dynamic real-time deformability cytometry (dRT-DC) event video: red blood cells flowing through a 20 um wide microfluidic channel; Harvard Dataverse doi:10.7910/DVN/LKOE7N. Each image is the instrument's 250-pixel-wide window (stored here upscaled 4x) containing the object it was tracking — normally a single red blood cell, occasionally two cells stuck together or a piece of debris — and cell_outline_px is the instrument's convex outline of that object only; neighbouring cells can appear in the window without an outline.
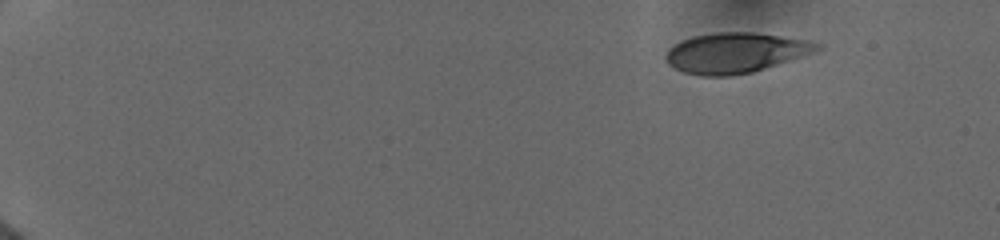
{"species": "human", "species_latin": "Homo sapiens", "temperature_condition": "cold", "stored_images_in_passage": 22, "camera_frame_rate_fps": 3000, "um_per_image_px": 0.085, "donor": {"sex": "female"}, "frame": {"image": 1, "passage_image": 1, "time_ms": 0.0, "image_size_px": [1000, 240], "cell_outline_px": [[820, 48], [812, 52], [752, 72], [732, 76], [704, 76], [684, 72], [668, 64], [664, 56], [680, 40], [692, 36], [716, 32], [752, 32], [780, 36], [820, 44]], "centroid_in_image_um": [62.42, 4.49], "position_along_channel_um": 22.6, "area_um2": 34.62}}
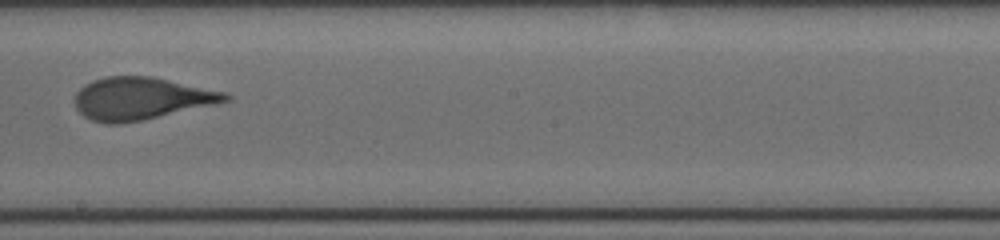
{"frame": {"image": 2, "passage_image": 16, "time_ms": 9.0, "image_size_px": [1000, 240], "cell_outline_px": [[232, 100], [216, 104], [140, 120], [120, 124], [108, 124], [92, 120], [84, 116], [76, 108], [72, 100], [76, 92], [84, 84], [92, 80], [104, 76], [152, 76], [228, 92], [232, 96]], "centroid_in_image_um": [11.99, 8.36], "position_along_channel_um": 236.2, "area_um2": 37.51}}
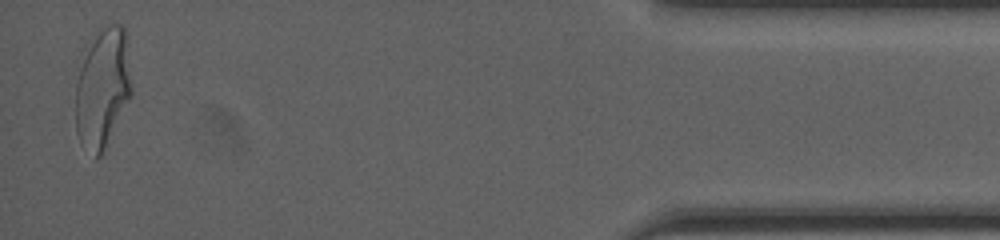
{"frame": {"image": 3, "passage_image": 22, "time_ms": 15.333, "image_size_px": [1000, 240], "cell_outline_px": [[132, 96], [100, 156], [96, 160], [80, 144], [76, 132], [76, 84], [84, 48], [96, 28], [112, 24], [124, 24], [128, 36], [132, 88]], "centroid_in_image_um": [8.73, 7.39], "position_along_channel_um": 426.5, "area_um2": 40.4}, "authors_computed_cell_mechanics": {"area_um2": 36.3851, "velocity_mm_per_s": 3.9608, "shape_relaxation_time_tau1_ms": 10.0106, "shape_relaxation_time_tau2_ms": null, "deformation_change_tau1": 0.266, "deformation_change_tau2": null}}